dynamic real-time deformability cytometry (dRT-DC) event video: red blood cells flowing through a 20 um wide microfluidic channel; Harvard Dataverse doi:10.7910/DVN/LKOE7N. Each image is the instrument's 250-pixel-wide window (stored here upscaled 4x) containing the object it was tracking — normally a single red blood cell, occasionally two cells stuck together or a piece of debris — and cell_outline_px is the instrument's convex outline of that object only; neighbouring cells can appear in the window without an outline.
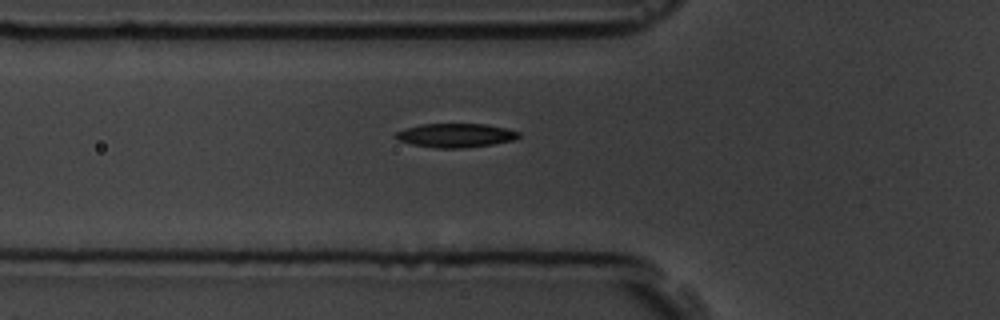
{"species": "common noctule bat (a hibernating species)", "species_latin": "Nyctalus noctula", "temperature_condition": "room temperature", "stored_images_in_passage": 6, "camera_frame_rate_fps": 3000, "um_per_image_px": 0.085, "animal": {"sex": "male", "body_mass_g": 19.5, "forearm_length_mm": 54.6}, "frame": {"image": 1, "passage_image": 6, "time_ms": 6.667, "image_size_px": [1000, 320], "cell_outline_px": [[520, 136], [512, 140], [492, 144], [464, 148], [440, 148], [412, 144], [396, 140], [392, 136], [396, 132], [404, 128], [420, 124], [484, 124], [508, 128], [520, 132]], "centroid_in_image_um": [38.68, 11.5], "position_along_channel_um": 87.1, "area_um2": 17.22}}